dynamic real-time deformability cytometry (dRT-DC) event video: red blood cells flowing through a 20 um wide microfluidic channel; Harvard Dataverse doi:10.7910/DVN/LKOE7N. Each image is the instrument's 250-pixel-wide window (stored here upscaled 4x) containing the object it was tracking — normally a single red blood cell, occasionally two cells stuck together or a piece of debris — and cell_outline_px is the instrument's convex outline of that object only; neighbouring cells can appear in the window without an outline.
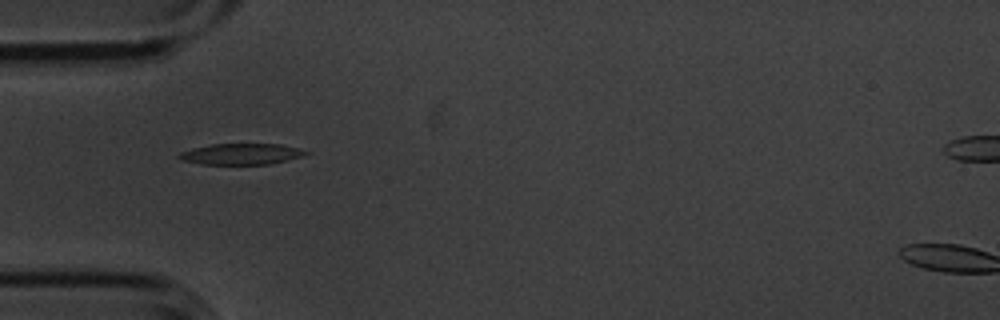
{"species": "common noctule bat (a hibernating species)", "species_latin": "Nyctalus noctula", "temperature_condition": "cold", "stored_images_in_passage": 6, "camera_frame_rate_fps": 3000, "um_per_image_px": 0.085, "animal": {"sex": "male", "body_mass_g": 20.1, "forearm_length_mm": 53.5}, "frame": {"image": 1, "passage_image": 5, "time_ms": 1.333, "image_size_px": [1000, 320], "cell_outline_px": [[312, 152], [304, 156], [268, 164], [200, 164], [184, 160], [176, 156], [180, 152], [192, 148], [212, 144], [280, 144]], "centroid_in_image_um": [20.51, 13.09], "position_along_channel_um": 64.5, "area_um2": 15.43}}
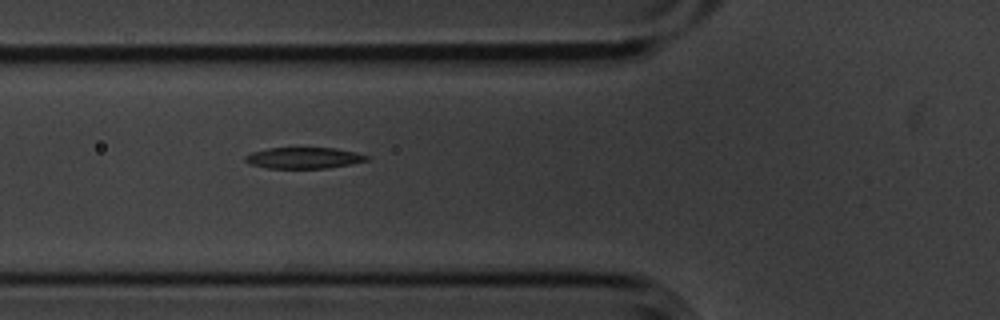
{"frame": {"image": 2, "passage_image": 6, "time_ms": 1.667, "image_size_px": [1000, 320], "cell_outline_px": [[368, 160], [328, 168], [268, 168], [248, 164], [244, 160], [244, 156], [252, 152], [268, 148], [336, 148], [356, 152], [368, 156]], "centroid_in_image_um": [25.77, 13.42], "position_along_channel_um": 100.0, "area_um2": 14.91}}